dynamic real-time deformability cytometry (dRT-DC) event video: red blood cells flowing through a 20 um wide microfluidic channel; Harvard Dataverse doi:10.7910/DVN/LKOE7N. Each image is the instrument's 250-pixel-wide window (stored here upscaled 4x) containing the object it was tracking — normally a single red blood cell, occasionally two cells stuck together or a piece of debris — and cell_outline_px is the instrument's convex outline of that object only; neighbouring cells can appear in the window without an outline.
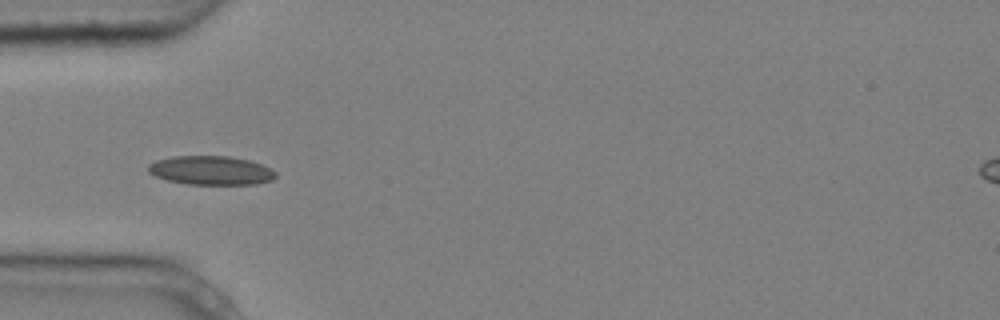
{"species": "common noctule bat (a hibernating species)", "species_latin": "Nyctalus noctula", "temperature_condition": "cold", "stored_images_in_passage": 6, "camera_frame_rate_fps": 3000, "um_per_image_px": 0.085, "animal": {"sex": "male", "body_mass_g": 20.4}, "frame": {"image": 1, "passage_image": 5, "time_ms": 1.333, "image_size_px": [1000, 320], "cell_outline_px": [[276, 176], [272, 180], [256, 184], [188, 184], [168, 180], [156, 176], [148, 172], [148, 164], [156, 160], [172, 156], [228, 156], [248, 160], [260, 164], [276, 172]], "centroid_in_image_um": [17.91, 14.48], "position_along_channel_um": 67.1, "area_um2": 21.33}}
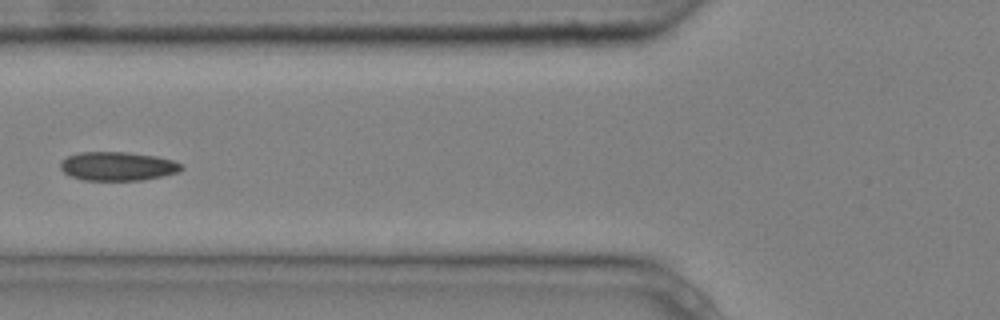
{"frame": {"image": 2, "passage_image": 6, "time_ms": 1.667, "image_size_px": [1000, 320], "cell_outline_px": [[184, 168], [180, 172], [140, 180], [84, 180], [72, 176], [64, 172], [60, 168], [60, 164], [68, 156], [80, 152], [128, 152], [156, 156], [172, 160], [184, 164]], "centroid_in_image_um": [10.04, 14.12], "position_along_channel_um": 115.8, "area_um2": 20.23}}